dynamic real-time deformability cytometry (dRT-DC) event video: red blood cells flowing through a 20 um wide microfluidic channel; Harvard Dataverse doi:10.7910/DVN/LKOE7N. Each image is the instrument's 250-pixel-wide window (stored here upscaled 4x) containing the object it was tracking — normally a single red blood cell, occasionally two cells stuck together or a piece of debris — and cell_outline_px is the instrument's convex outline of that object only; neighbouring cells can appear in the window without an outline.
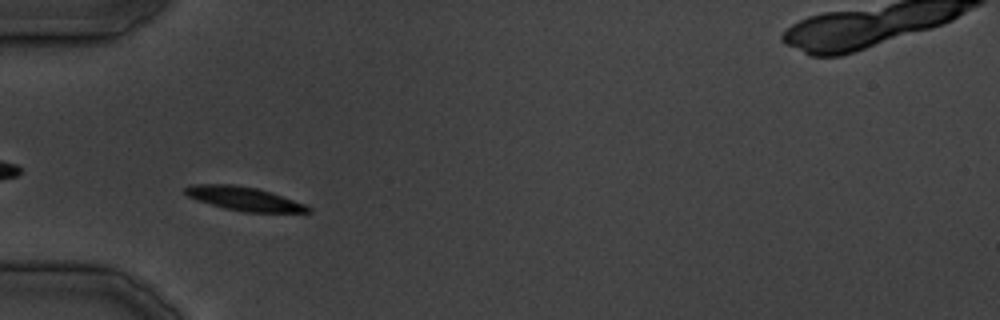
{"species": "common noctule bat (a hibernating species)", "species_latin": "Nyctalus noctula", "temperature_condition": "cold", "stored_images_in_passage": 32, "segment_of_instrument_passage": [1, 2], "camera_frame_rate_fps": 3000, "um_per_image_px": 0.085, "animal": {"sex": "male", "body_mass_g": 19.5, "forearm_length_mm": 54.6}, "frame": {"image": 1, "passage_image": 5, "time_ms": 5.667, "image_size_px": [1000, 320], "cell_outline_px": [[312, 212], [244, 212], [224, 208], [188, 196], [184, 192], [184, 188], [188, 184], [232, 184], [256, 188], [304, 204], [312, 208]], "centroid_in_image_um": [20.71, 16.88], "position_along_channel_um": 64.3, "area_um2": 16.65}}